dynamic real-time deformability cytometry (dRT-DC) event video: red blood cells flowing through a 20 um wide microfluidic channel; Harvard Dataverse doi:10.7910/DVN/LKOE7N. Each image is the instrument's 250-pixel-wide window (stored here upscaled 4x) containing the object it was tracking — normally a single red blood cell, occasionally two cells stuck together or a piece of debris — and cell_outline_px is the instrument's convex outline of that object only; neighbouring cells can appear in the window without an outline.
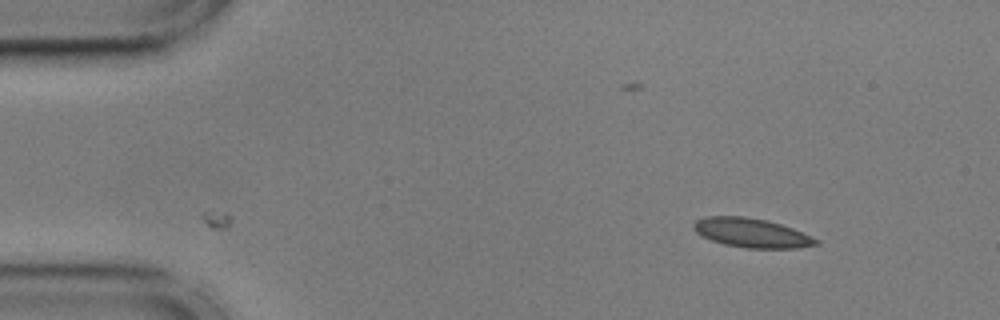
{"species": "common noctule bat (a hibernating species)", "species_latin": "Nyctalus noctula", "temperature_condition": "cold", "stored_images_in_passage": 3, "camera_frame_rate_fps": 3000, "um_per_image_px": 0.085, "animal": {"sex": "male", "body_mass_g": 17.9, "forearm_length_mm": 54.2}, "frame": {"image": 1, "passage_image": 3, "time_ms": 0.667, "image_size_px": [1000, 320], "cell_outline_px": [[820, 244], [796, 248], [748, 248], [724, 244], [700, 236], [692, 228], [692, 224], [696, 220], [708, 216], [744, 216], [768, 220], [792, 228], [820, 240]], "centroid_in_image_um": [63.87, 19.79], "position_along_channel_um": 21.1, "area_um2": 20.87}}